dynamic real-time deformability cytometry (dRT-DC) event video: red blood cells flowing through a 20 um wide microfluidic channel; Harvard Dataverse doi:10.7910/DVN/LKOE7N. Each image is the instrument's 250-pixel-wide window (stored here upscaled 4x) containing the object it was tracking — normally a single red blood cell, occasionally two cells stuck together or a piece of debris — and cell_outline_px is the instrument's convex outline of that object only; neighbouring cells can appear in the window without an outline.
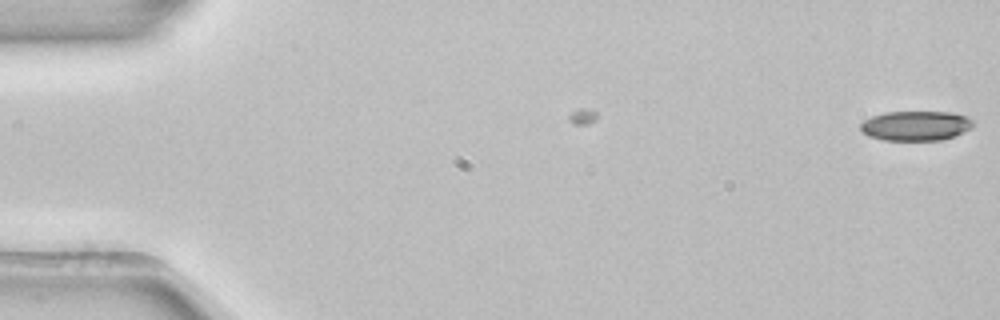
{"species": "common noctule bat (a hibernating species)", "species_latin": "Nyctalus noctula", "temperature_condition": "room temperature", "stored_images_in_passage": 6, "camera_frame_rate_fps": 3000, "um_per_image_px": 0.085, "animal": {"sex": "female", "body_mass_g": 22.7, "forearm_length_mm": 54.2}, "frame": {"image": 1, "passage_image": 6, "time_ms": 1.667, "image_size_px": [1000, 320], "cell_outline_px": [[976, 124], [972, 128], [952, 136], [940, 140], [884, 140], [868, 136], [860, 128], [860, 124], [864, 120], [872, 116], [884, 112], [948, 112], [964, 116], [972, 120]], "centroid_in_image_um": [77.82, 10.68], "position_along_channel_um": 7.2, "area_um2": 19.36}}